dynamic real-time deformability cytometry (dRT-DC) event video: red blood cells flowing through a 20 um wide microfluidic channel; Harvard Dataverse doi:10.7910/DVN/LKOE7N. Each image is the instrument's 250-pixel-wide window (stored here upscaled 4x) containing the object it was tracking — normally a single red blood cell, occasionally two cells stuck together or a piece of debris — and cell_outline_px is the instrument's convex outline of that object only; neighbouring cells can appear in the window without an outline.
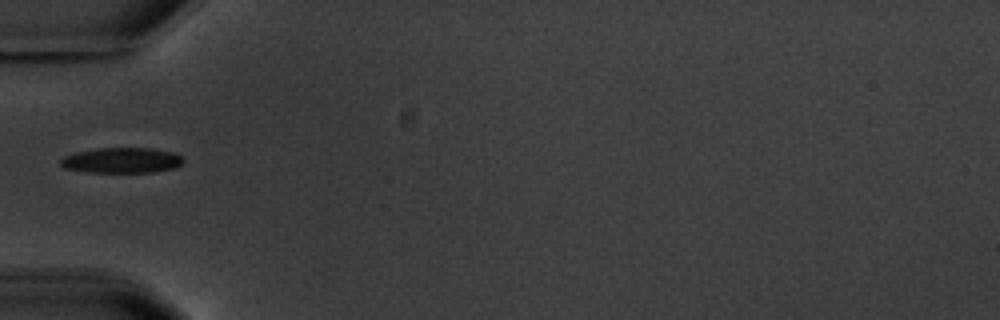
{"species": "common noctule bat (a hibernating species)", "species_latin": "Nyctalus noctula", "temperature_condition": "warm", "stored_images_in_passage": 1, "camera_frame_rate_fps": 3000, "um_per_image_px": 0.085, "animal": {"sex": "male", "body_mass_g": 20.1, "forearm_length_mm": 53.5}, "frame": {"image": 1, "passage_image": 1, "time_ms": 0.0, "image_size_px": [1000, 320], "cell_outline_px": [[184, 160], [176, 168], [152, 172], [88, 172], [64, 168], [60, 164], [60, 160], [64, 156], [76, 152], [96, 148], [148, 148], [172, 152], [180, 156]], "centroid_in_image_um": [10.32, 13.63], "position_along_channel_um": 74.7, "area_um2": 18.09}}